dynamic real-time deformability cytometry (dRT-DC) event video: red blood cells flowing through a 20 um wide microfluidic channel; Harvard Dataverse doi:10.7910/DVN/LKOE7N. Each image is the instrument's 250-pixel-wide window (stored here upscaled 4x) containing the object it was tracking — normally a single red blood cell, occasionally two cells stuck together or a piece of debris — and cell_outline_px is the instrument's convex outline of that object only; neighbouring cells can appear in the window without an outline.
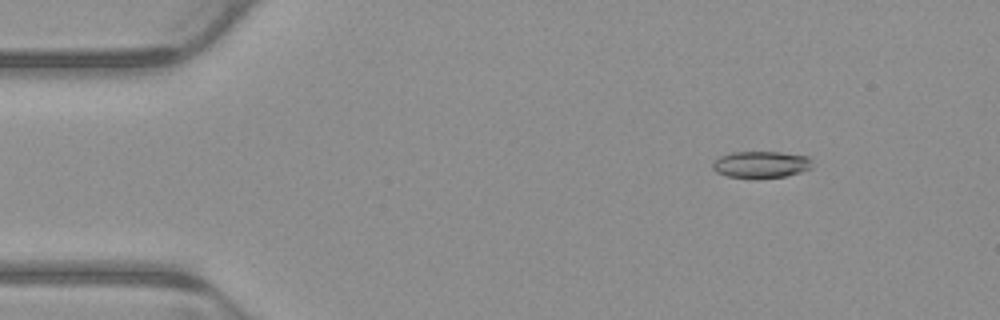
{"species": "common noctule bat (a hibernating species)", "species_latin": "Nyctalus noctula", "temperature_condition": "warm", "stored_images_in_passage": 4, "camera_frame_rate_fps": 3000, "um_per_image_px": 0.085, "animal": {"sex": "male", "body_mass_g": 23.1, "forearm_length_mm": 52.7}, "frame": {"image": 1, "passage_image": 2, "time_ms": 0.333, "image_size_px": [1000, 320], "cell_outline_px": [[812, 168], [800, 172], [784, 176], [728, 176], [716, 172], [712, 168], [712, 164], [720, 156], [732, 152], [780, 152], [808, 156], [812, 160]], "centroid_in_image_um": [64.71, 13.94], "position_along_channel_um": 20.3, "area_um2": 15.03}}
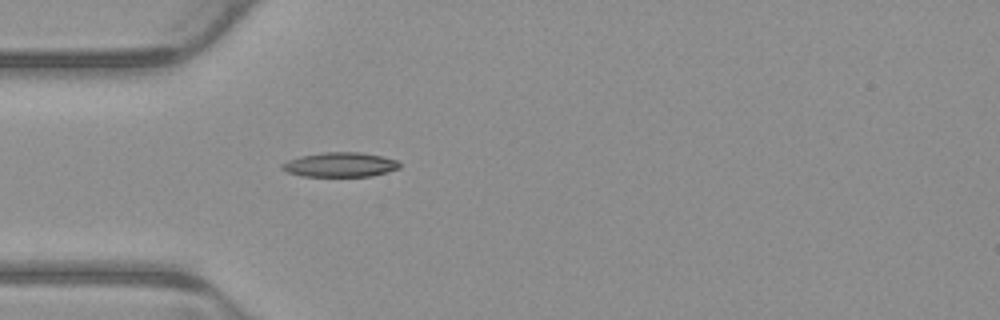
{"frame": {"image": 2, "passage_image": 4, "time_ms": 1.0, "image_size_px": [1000, 320], "cell_outline_px": [[400, 168], [372, 176], [304, 176], [288, 172], [280, 168], [280, 164], [288, 160], [300, 156], [324, 152], [360, 152], [380, 156], [396, 160], [400, 164]], "centroid_in_image_um": [28.88, 13.99], "position_along_channel_um": 56.1, "area_um2": 16.7}}